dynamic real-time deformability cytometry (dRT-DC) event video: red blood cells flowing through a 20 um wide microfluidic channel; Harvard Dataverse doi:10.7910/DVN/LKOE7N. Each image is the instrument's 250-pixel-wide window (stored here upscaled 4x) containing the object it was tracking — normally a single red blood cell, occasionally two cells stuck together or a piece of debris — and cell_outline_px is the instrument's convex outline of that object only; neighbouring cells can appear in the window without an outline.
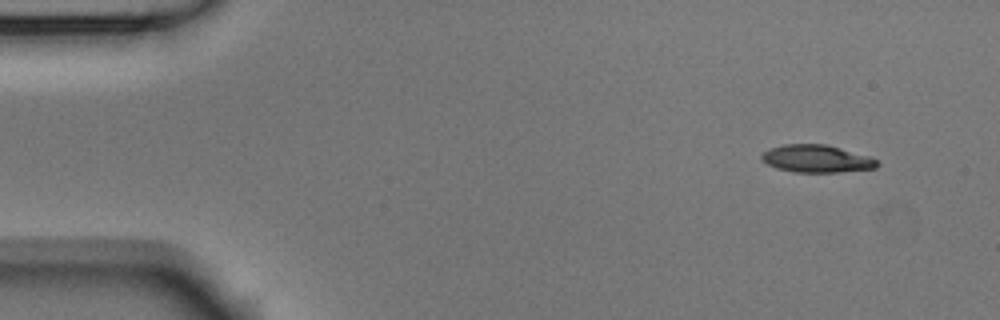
{"species": "Egyptian fruit bat (a non-hibernating species)", "species_latin": "Rousettus aegyptiacus", "temperature_condition": "room temperature", "stored_images_in_passage": 4, "camera_frame_rate_fps": 3000, "um_per_image_px": 0.085, "animal": {"sex": "male"}, "frame": {"image": 1, "passage_image": 1, "time_ms": 0.0, "image_size_px": [1000, 320], "cell_outline_px": [[880, 164], [876, 168], [836, 172], [796, 172], [776, 168], [768, 164], [760, 156], [764, 152], [772, 148], [784, 144], [824, 144], [840, 148], [868, 156], [876, 160]], "centroid_in_image_um": [69.42, 13.49], "position_along_channel_um": 15.6, "area_um2": 18.21}}
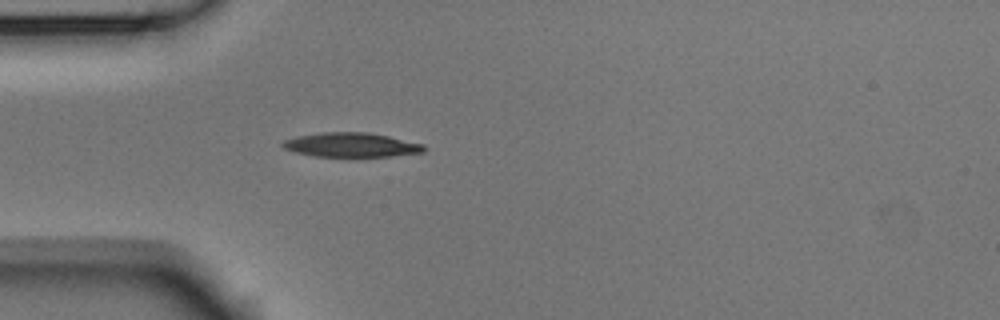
{"frame": {"image": 2, "passage_image": 4, "time_ms": 1.0, "image_size_px": [1000, 320], "cell_outline_px": [[428, 148], [424, 152], [392, 156], [316, 156], [296, 152], [284, 148], [280, 144], [284, 140], [296, 136], [320, 132], [364, 132], [388, 136], [424, 144]], "centroid_in_image_um": [29.87, 12.31], "position_along_channel_um": 55.1, "area_um2": 19.94}}